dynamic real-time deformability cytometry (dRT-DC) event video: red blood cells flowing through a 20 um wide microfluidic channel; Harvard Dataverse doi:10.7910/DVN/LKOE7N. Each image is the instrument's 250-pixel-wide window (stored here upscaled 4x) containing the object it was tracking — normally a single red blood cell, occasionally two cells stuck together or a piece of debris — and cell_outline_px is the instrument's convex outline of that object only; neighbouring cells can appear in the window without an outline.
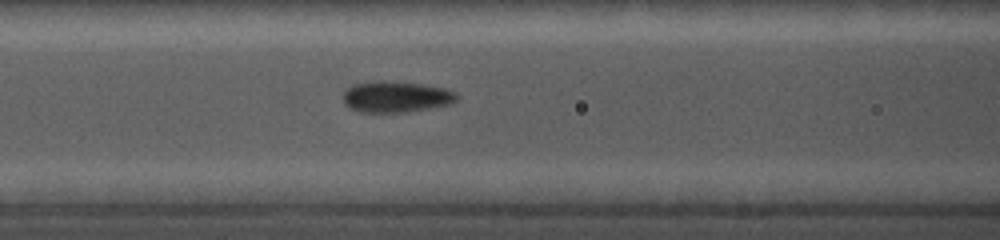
{"species": "common noctule bat (a hibernating species)", "species_latin": "Nyctalus noctula", "temperature_condition": "cold", "stored_images_in_passage": 32, "camera_frame_rate_fps": 5000, "um_per_image_px": 0.085, "animal": {"sex": "female", "body_mass_g": 19.0, "forearm_length_mm": 56.7}, "frame": {"image": 1, "passage_image": 17, "time_ms": 7.2, "image_size_px": [1000, 240], "cell_outline_px": [[460, 96], [452, 104], [404, 112], [360, 112], [348, 108], [344, 104], [344, 92], [352, 84], [380, 80], [420, 84], [444, 88]], "centroid_in_image_um": [33.63, 8.23], "position_along_channel_um": 133.0, "area_um2": 20.52}}
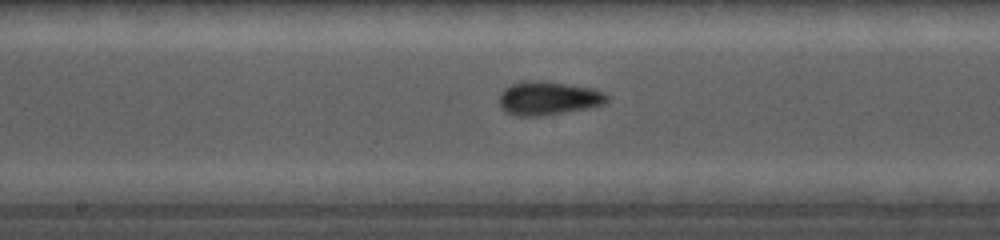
{"frame": {"image": 2, "passage_image": 21, "time_ms": 9.0, "image_size_px": [1000, 240], "cell_outline_px": [[608, 100], [604, 104], [584, 108], [540, 116], [516, 116], [504, 112], [500, 108], [500, 92], [504, 88], [520, 80], [536, 80], [592, 88], [604, 92], [608, 96]], "centroid_in_image_um": [46.53, 8.34], "position_along_channel_um": 201.7, "area_um2": 20.98}}
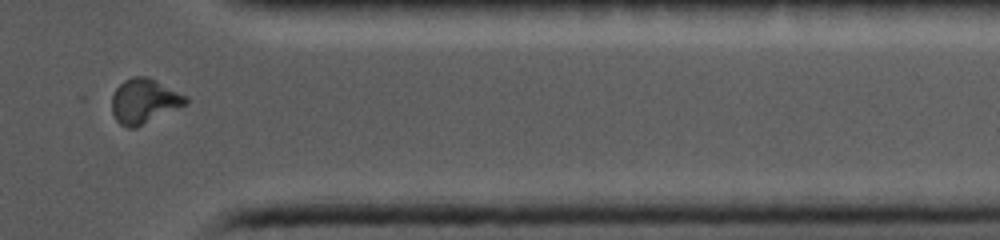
{"frame": {"image": 3, "passage_image": 28, "time_ms": 14.2, "image_size_px": [1000, 240], "cell_outline_px": [[188, 100], [184, 104], [136, 128], [128, 128], [120, 124], [116, 120], [112, 112], [112, 96], [116, 88], [124, 80], [132, 76], [148, 76], [188, 96]], "centroid_in_image_um": [12.22, 8.57], "position_along_channel_um": 399.2, "area_um2": 19.07}}